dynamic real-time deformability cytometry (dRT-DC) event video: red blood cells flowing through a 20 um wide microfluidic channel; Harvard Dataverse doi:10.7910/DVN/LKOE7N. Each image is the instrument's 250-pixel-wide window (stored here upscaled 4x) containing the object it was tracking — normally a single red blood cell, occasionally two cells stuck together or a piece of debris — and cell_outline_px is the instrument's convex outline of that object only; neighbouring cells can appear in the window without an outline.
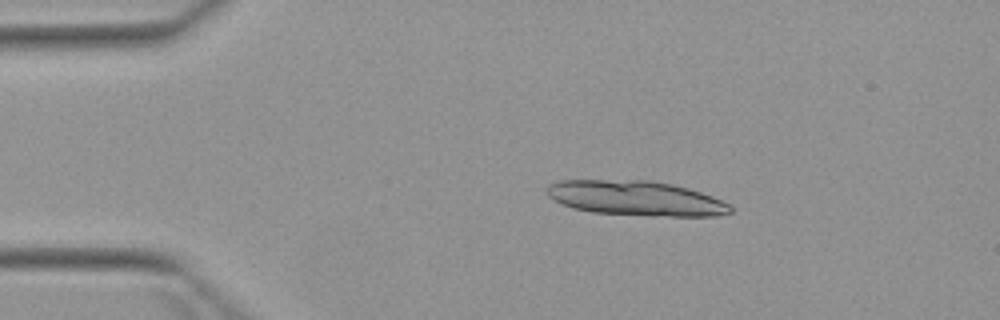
{"species": "Egyptian fruit bat (a non-hibernating species)", "species_latin": "Rousettus aegyptiacus", "temperature_condition": "warm", "stored_images_in_passage": 7, "segment_of_instrument_passage": [1, 2], "camera_frame_rate_fps": 3000, "um_per_image_px": 0.085, "animal": {"sex": "female"}, "frame": {"image": 1, "passage_image": 3, "time_ms": 2.333, "image_size_px": [1000, 320], "cell_outline_px": [[732, 212], [716, 216], [648, 216], [592, 212], [572, 208], [548, 196], [548, 184], [556, 180], [648, 180], [672, 184], [688, 188], [712, 196], [728, 204], [732, 208]], "centroid_in_image_um": [54.05, 16.85], "position_along_channel_um": 31.0, "area_um2": 37.22}}